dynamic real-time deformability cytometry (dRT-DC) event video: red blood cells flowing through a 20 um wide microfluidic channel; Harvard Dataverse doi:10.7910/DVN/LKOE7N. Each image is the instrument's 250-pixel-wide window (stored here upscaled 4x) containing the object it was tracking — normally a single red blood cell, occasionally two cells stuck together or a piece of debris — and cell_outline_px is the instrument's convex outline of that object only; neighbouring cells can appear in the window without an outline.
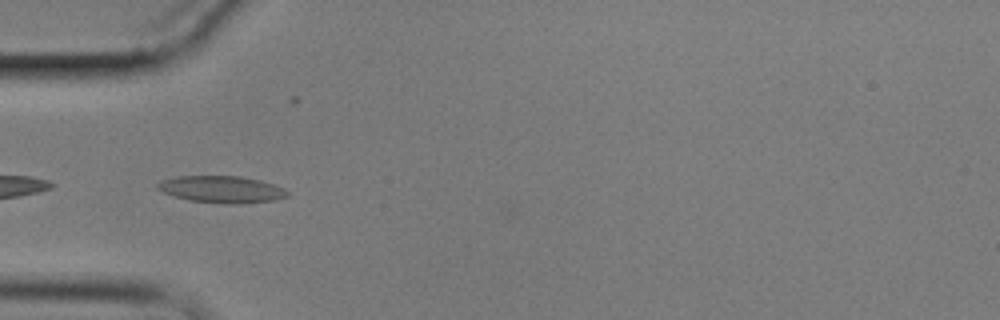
{"species": "common noctule bat (a hibernating species)", "species_latin": "Nyctalus noctula", "temperature_condition": "cold", "stored_images_in_passage": 4, "camera_frame_rate_fps": 3000, "um_per_image_px": 0.085, "animal": {"sex": "male", "body_mass_g": 17.9}, "frame": {"image": 1, "passage_image": 2, "time_ms": 0.333, "image_size_px": [1000, 320], "cell_outline_px": [[288, 196], [272, 200], [240, 204], [228, 204], [188, 200], [164, 192], [156, 188], [156, 184], [160, 180], [176, 176], [240, 176], [260, 180], [284, 188], [288, 192]], "centroid_in_image_um": [18.82, 16.09], "position_along_channel_um": 66.2, "area_um2": 20.29}}